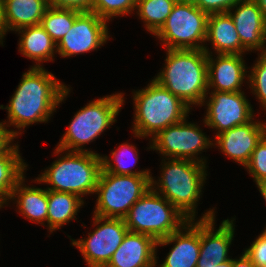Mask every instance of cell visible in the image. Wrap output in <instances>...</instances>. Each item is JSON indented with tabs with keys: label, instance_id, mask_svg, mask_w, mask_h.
<instances>
[{
	"label": "cell",
	"instance_id": "4316f807",
	"mask_svg": "<svg viewBox=\"0 0 266 267\" xmlns=\"http://www.w3.org/2000/svg\"><path fill=\"white\" fill-rule=\"evenodd\" d=\"M176 2L177 0H137L135 14L143 21L145 29L155 35L165 24Z\"/></svg>",
	"mask_w": 266,
	"mask_h": 267
},
{
	"label": "cell",
	"instance_id": "ba28073f",
	"mask_svg": "<svg viewBox=\"0 0 266 267\" xmlns=\"http://www.w3.org/2000/svg\"><path fill=\"white\" fill-rule=\"evenodd\" d=\"M152 175H118L101 170L95 194L94 215L124 218L151 188Z\"/></svg>",
	"mask_w": 266,
	"mask_h": 267
},
{
	"label": "cell",
	"instance_id": "d6986e66",
	"mask_svg": "<svg viewBox=\"0 0 266 267\" xmlns=\"http://www.w3.org/2000/svg\"><path fill=\"white\" fill-rule=\"evenodd\" d=\"M156 243L152 236L128 231L105 267H156Z\"/></svg>",
	"mask_w": 266,
	"mask_h": 267
},
{
	"label": "cell",
	"instance_id": "7402d4cb",
	"mask_svg": "<svg viewBox=\"0 0 266 267\" xmlns=\"http://www.w3.org/2000/svg\"><path fill=\"white\" fill-rule=\"evenodd\" d=\"M15 33L20 36L19 53L34 62L30 67L42 68L43 63L54 61V57L57 55V43L40 24L21 28Z\"/></svg>",
	"mask_w": 266,
	"mask_h": 267
},
{
	"label": "cell",
	"instance_id": "8d00e7d4",
	"mask_svg": "<svg viewBox=\"0 0 266 267\" xmlns=\"http://www.w3.org/2000/svg\"><path fill=\"white\" fill-rule=\"evenodd\" d=\"M232 267H256L251 259L242 252L239 258H232Z\"/></svg>",
	"mask_w": 266,
	"mask_h": 267
},
{
	"label": "cell",
	"instance_id": "2e32d148",
	"mask_svg": "<svg viewBox=\"0 0 266 267\" xmlns=\"http://www.w3.org/2000/svg\"><path fill=\"white\" fill-rule=\"evenodd\" d=\"M253 119L247 124L236 126L214 136L213 148L224 156L245 167L257 143L266 134V121Z\"/></svg>",
	"mask_w": 266,
	"mask_h": 267
},
{
	"label": "cell",
	"instance_id": "d6a6232c",
	"mask_svg": "<svg viewBox=\"0 0 266 267\" xmlns=\"http://www.w3.org/2000/svg\"><path fill=\"white\" fill-rule=\"evenodd\" d=\"M240 0H193L203 12L209 14L228 12Z\"/></svg>",
	"mask_w": 266,
	"mask_h": 267
},
{
	"label": "cell",
	"instance_id": "cb8c5ba5",
	"mask_svg": "<svg viewBox=\"0 0 266 267\" xmlns=\"http://www.w3.org/2000/svg\"><path fill=\"white\" fill-rule=\"evenodd\" d=\"M84 201L74 193L48 190L47 231L52 234L70 221L77 220V213L84 206Z\"/></svg>",
	"mask_w": 266,
	"mask_h": 267
},
{
	"label": "cell",
	"instance_id": "ac0fdd59",
	"mask_svg": "<svg viewBox=\"0 0 266 267\" xmlns=\"http://www.w3.org/2000/svg\"><path fill=\"white\" fill-rule=\"evenodd\" d=\"M228 13L234 22L241 44L248 53L266 52V19L256 1L240 0Z\"/></svg>",
	"mask_w": 266,
	"mask_h": 267
},
{
	"label": "cell",
	"instance_id": "4dcf8cb0",
	"mask_svg": "<svg viewBox=\"0 0 266 267\" xmlns=\"http://www.w3.org/2000/svg\"><path fill=\"white\" fill-rule=\"evenodd\" d=\"M244 169L255 183L266 182V134L257 143Z\"/></svg>",
	"mask_w": 266,
	"mask_h": 267
},
{
	"label": "cell",
	"instance_id": "60d3db41",
	"mask_svg": "<svg viewBox=\"0 0 266 267\" xmlns=\"http://www.w3.org/2000/svg\"><path fill=\"white\" fill-rule=\"evenodd\" d=\"M177 1L193 2V0H177Z\"/></svg>",
	"mask_w": 266,
	"mask_h": 267
},
{
	"label": "cell",
	"instance_id": "52a82bcc",
	"mask_svg": "<svg viewBox=\"0 0 266 267\" xmlns=\"http://www.w3.org/2000/svg\"><path fill=\"white\" fill-rule=\"evenodd\" d=\"M129 231L152 236L156 241L178 231L188 219L152 188L123 218Z\"/></svg>",
	"mask_w": 266,
	"mask_h": 267
},
{
	"label": "cell",
	"instance_id": "ffe728a7",
	"mask_svg": "<svg viewBox=\"0 0 266 267\" xmlns=\"http://www.w3.org/2000/svg\"><path fill=\"white\" fill-rule=\"evenodd\" d=\"M204 51L207 54H247L242 46L234 22L228 12L208 15ZM211 43L213 52L206 46Z\"/></svg>",
	"mask_w": 266,
	"mask_h": 267
},
{
	"label": "cell",
	"instance_id": "d4e9b609",
	"mask_svg": "<svg viewBox=\"0 0 266 267\" xmlns=\"http://www.w3.org/2000/svg\"><path fill=\"white\" fill-rule=\"evenodd\" d=\"M22 158L18 142L0 155V206L7 207L16 183L28 170L27 162Z\"/></svg>",
	"mask_w": 266,
	"mask_h": 267
},
{
	"label": "cell",
	"instance_id": "3957f363",
	"mask_svg": "<svg viewBox=\"0 0 266 267\" xmlns=\"http://www.w3.org/2000/svg\"><path fill=\"white\" fill-rule=\"evenodd\" d=\"M163 69L154 80L191 109L201 107L208 91L207 53L204 49H166Z\"/></svg>",
	"mask_w": 266,
	"mask_h": 267
},
{
	"label": "cell",
	"instance_id": "1f68e13d",
	"mask_svg": "<svg viewBox=\"0 0 266 267\" xmlns=\"http://www.w3.org/2000/svg\"><path fill=\"white\" fill-rule=\"evenodd\" d=\"M261 232L252 244L244 249L245 254L256 267H266V226Z\"/></svg>",
	"mask_w": 266,
	"mask_h": 267
},
{
	"label": "cell",
	"instance_id": "7a4b0ae2",
	"mask_svg": "<svg viewBox=\"0 0 266 267\" xmlns=\"http://www.w3.org/2000/svg\"><path fill=\"white\" fill-rule=\"evenodd\" d=\"M160 166L158 179L151 176V188L188 220H197V208L207 180L208 165L188 159L162 158Z\"/></svg>",
	"mask_w": 266,
	"mask_h": 267
},
{
	"label": "cell",
	"instance_id": "f1b7e54d",
	"mask_svg": "<svg viewBox=\"0 0 266 267\" xmlns=\"http://www.w3.org/2000/svg\"><path fill=\"white\" fill-rule=\"evenodd\" d=\"M257 55L256 62L251 68L248 67L247 85L250 93L255 95L258 103H260L259 107L266 111V52H260Z\"/></svg>",
	"mask_w": 266,
	"mask_h": 267
},
{
	"label": "cell",
	"instance_id": "ab89813d",
	"mask_svg": "<svg viewBox=\"0 0 266 267\" xmlns=\"http://www.w3.org/2000/svg\"><path fill=\"white\" fill-rule=\"evenodd\" d=\"M216 267H232V259L216 265Z\"/></svg>",
	"mask_w": 266,
	"mask_h": 267
},
{
	"label": "cell",
	"instance_id": "4fadbf2b",
	"mask_svg": "<svg viewBox=\"0 0 266 267\" xmlns=\"http://www.w3.org/2000/svg\"><path fill=\"white\" fill-rule=\"evenodd\" d=\"M108 22L94 12H81L70 30L57 43L61 58L96 51L110 40Z\"/></svg>",
	"mask_w": 266,
	"mask_h": 267
},
{
	"label": "cell",
	"instance_id": "f546056e",
	"mask_svg": "<svg viewBox=\"0 0 266 267\" xmlns=\"http://www.w3.org/2000/svg\"><path fill=\"white\" fill-rule=\"evenodd\" d=\"M137 0H93L92 12L109 21L135 13Z\"/></svg>",
	"mask_w": 266,
	"mask_h": 267
},
{
	"label": "cell",
	"instance_id": "7c38bea8",
	"mask_svg": "<svg viewBox=\"0 0 266 267\" xmlns=\"http://www.w3.org/2000/svg\"><path fill=\"white\" fill-rule=\"evenodd\" d=\"M209 94V96H208ZM243 91L239 92H208L201 105L206 112L203 117V127L214 129L215 136L234 128L247 124L255 118L253 107Z\"/></svg>",
	"mask_w": 266,
	"mask_h": 267
},
{
	"label": "cell",
	"instance_id": "e575fe53",
	"mask_svg": "<svg viewBox=\"0 0 266 267\" xmlns=\"http://www.w3.org/2000/svg\"><path fill=\"white\" fill-rule=\"evenodd\" d=\"M14 129L8 128L2 121L0 122V155L4 154L13 144Z\"/></svg>",
	"mask_w": 266,
	"mask_h": 267
},
{
	"label": "cell",
	"instance_id": "603a6c76",
	"mask_svg": "<svg viewBox=\"0 0 266 267\" xmlns=\"http://www.w3.org/2000/svg\"><path fill=\"white\" fill-rule=\"evenodd\" d=\"M4 19L7 31H17L24 27L41 23L48 0H3Z\"/></svg>",
	"mask_w": 266,
	"mask_h": 267
},
{
	"label": "cell",
	"instance_id": "5bb4252c",
	"mask_svg": "<svg viewBox=\"0 0 266 267\" xmlns=\"http://www.w3.org/2000/svg\"><path fill=\"white\" fill-rule=\"evenodd\" d=\"M216 207L207 209L200 219V252L196 267H216L228 261L235 235V217L223 219L216 229Z\"/></svg>",
	"mask_w": 266,
	"mask_h": 267
},
{
	"label": "cell",
	"instance_id": "74e56055",
	"mask_svg": "<svg viewBox=\"0 0 266 267\" xmlns=\"http://www.w3.org/2000/svg\"><path fill=\"white\" fill-rule=\"evenodd\" d=\"M255 185L257 186L261 196L263 197L266 203V182H259L256 183Z\"/></svg>",
	"mask_w": 266,
	"mask_h": 267
},
{
	"label": "cell",
	"instance_id": "e0dca14e",
	"mask_svg": "<svg viewBox=\"0 0 266 267\" xmlns=\"http://www.w3.org/2000/svg\"><path fill=\"white\" fill-rule=\"evenodd\" d=\"M243 56L244 54H207L209 92L242 91L243 83H248V67Z\"/></svg>",
	"mask_w": 266,
	"mask_h": 267
},
{
	"label": "cell",
	"instance_id": "9c48e42d",
	"mask_svg": "<svg viewBox=\"0 0 266 267\" xmlns=\"http://www.w3.org/2000/svg\"><path fill=\"white\" fill-rule=\"evenodd\" d=\"M208 14L193 2L177 1L154 35L166 49H204Z\"/></svg>",
	"mask_w": 266,
	"mask_h": 267
},
{
	"label": "cell",
	"instance_id": "5b68a950",
	"mask_svg": "<svg viewBox=\"0 0 266 267\" xmlns=\"http://www.w3.org/2000/svg\"><path fill=\"white\" fill-rule=\"evenodd\" d=\"M53 154L58 156L57 159L34 178L33 183H45L48 184L47 190L74 193L81 199L84 195H95L102 170L101 154L66 151L58 147Z\"/></svg>",
	"mask_w": 266,
	"mask_h": 267
},
{
	"label": "cell",
	"instance_id": "8fae6325",
	"mask_svg": "<svg viewBox=\"0 0 266 267\" xmlns=\"http://www.w3.org/2000/svg\"><path fill=\"white\" fill-rule=\"evenodd\" d=\"M93 231L86 238L72 239L75 246L82 254L88 267H105L113 253L123 242L129 229L123 218L92 216Z\"/></svg>",
	"mask_w": 266,
	"mask_h": 267
},
{
	"label": "cell",
	"instance_id": "6da1fadb",
	"mask_svg": "<svg viewBox=\"0 0 266 267\" xmlns=\"http://www.w3.org/2000/svg\"><path fill=\"white\" fill-rule=\"evenodd\" d=\"M70 91L69 85L60 82L44 67H30L22 74L8 105H0V109H5L8 115L3 123L16 128L14 136L19 138L28 126L48 123L60 103L69 97Z\"/></svg>",
	"mask_w": 266,
	"mask_h": 267
},
{
	"label": "cell",
	"instance_id": "484cf974",
	"mask_svg": "<svg viewBox=\"0 0 266 267\" xmlns=\"http://www.w3.org/2000/svg\"><path fill=\"white\" fill-rule=\"evenodd\" d=\"M111 156L101 155L102 169L105 172L118 175H152L150 169L135 170L132 167L136 166L139 160L138 149L135 145L127 142L120 144L116 150L113 149ZM114 162V163H113ZM130 165V167H129ZM133 169V170H132Z\"/></svg>",
	"mask_w": 266,
	"mask_h": 267
},
{
	"label": "cell",
	"instance_id": "d590c367",
	"mask_svg": "<svg viewBox=\"0 0 266 267\" xmlns=\"http://www.w3.org/2000/svg\"><path fill=\"white\" fill-rule=\"evenodd\" d=\"M7 26L4 19V1L0 0V45H3V42H5L4 37L7 36Z\"/></svg>",
	"mask_w": 266,
	"mask_h": 267
},
{
	"label": "cell",
	"instance_id": "277c9868",
	"mask_svg": "<svg viewBox=\"0 0 266 267\" xmlns=\"http://www.w3.org/2000/svg\"><path fill=\"white\" fill-rule=\"evenodd\" d=\"M135 138L149 140L159 131L189 117L191 108L157 81L152 79L143 89L132 91Z\"/></svg>",
	"mask_w": 266,
	"mask_h": 267
},
{
	"label": "cell",
	"instance_id": "30bf717a",
	"mask_svg": "<svg viewBox=\"0 0 266 267\" xmlns=\"http://www.w3.org/2000/svg\"><path fill=\"white\" fill-rule=\"evenodd\" d=\"M187 118L159 131L150 139L147 150H156L161 158L188 159L207 165V158L200 154L213 148V140L203 133L198 123L188 122Z\"/></svg>",
	"mask_w": 266,
	"mask_h": 267
},
{
	"label": "cell",
	"instance_id": "836d02e7",
	"mask_svg": "<svg viewBox=\"0 0 266 267\" xmlns=\"http://www.w3.org/2000/svg\"><path fill=\"white\" fill-rule=\"evenodd\" d=\"M49 5L57 8L74 9L80 12H92L93 0H49Z\"/></svg>",
	"mask_w": 266,
	"mask_h": 267
},
{
	"label": "cell",
	"instance_id": "9a60e30c",
	"mask_svg": "<svg viewBox=\"0 0 266 267\" xmlns=\"http://www.w3.org/2000/svg\"><path fill=\"white\" fill-rule=\"evenodd\" d=\"M165 259L158 264L157 249L172 245ZM200 252V219L188 220L178 231L156 243L157 267H196ZM158 258V259H157Z\"/></svg>",
	"mask_w": 266,
	"mask_h": 267
},
{
	"label": "cell",
	"instance_id": "44dd1931",
	"mask_svg": "<svg viewBox=\"0 0 266 267\" xmlns=\"http://www.w3.org/2000/svg\"><path fill=\"white\" fill-rule=\"evenodd\" d=\"M24 175L12 191L9 203L16 204V212L23 218L45 226L48 215V190L46 188L25 184ZM27 185V186H26ZM11 200V201H10Z\"/></svg>",
	"mask_w": 266,
	"mask_h": 267
},
{
	"label": "cell",
	"instance_id": "83f0119b",
	"mask_svg": "<svg viewBox=\"0 0 266 267\" xmlns=\"http://www.w3.org/2000/svg\"><path fill=\"white\" fill-rule=\"evenodd\" d=\"M80 11L74 9L57 8L49 5L45 10L40 25L58 43L70 30Z\"/></svg>",
	"mask_w": 266,
	"mask_h": 267
},
{
	"label": "cell",
	"instance_id": "8992f818",
	"mask_svg": "<svg viewBox=\"0 0 266 267\" xmlns=\"http://www.w3.org/2000/svg\"><path fill=\"white\" fill-rule=\"evenodd\" d=\"M124 94L117 92L106 95L93 99L81 107L70 120L56 147L66 151L96 153L84 146L95 141L117 122L116 118L125 103Z\"/></svg>",
	"mask_w": 266,
	"mask_h": 267
},
{
	"label": "cell",
	"instance_id": "f35d334b",
	"mask_svg": "<svg viewBox=\"0 0 266 267\" xmlns=\"http://www.w3.org/2000/svg\"><path fill=\"white\" fill-rule=\"evenodd\" d=\"M260 8L263 17L266 19V0H255Z\"/></svg>",
	"mask_w": 266,
	"mask_h": 267
}]
</instances>
